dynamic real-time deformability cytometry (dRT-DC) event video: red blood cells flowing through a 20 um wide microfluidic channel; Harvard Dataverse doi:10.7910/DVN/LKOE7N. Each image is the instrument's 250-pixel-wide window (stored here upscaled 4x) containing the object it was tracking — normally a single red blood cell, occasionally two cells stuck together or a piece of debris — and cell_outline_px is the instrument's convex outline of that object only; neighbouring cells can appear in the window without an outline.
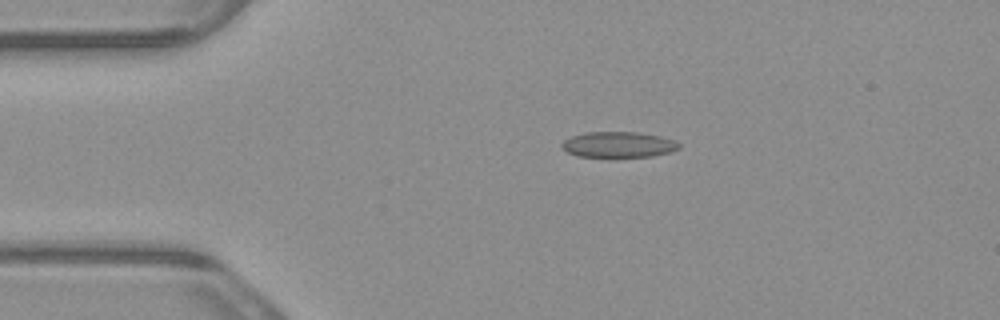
{"species": "common noctule bat (a hibernating species)", "species_latin": "Nyctalus noctula", "temperature_condition": "warm", "stored_images_in_passage": 2, "camera_frame_rate_fps": 3000, "um_per_image_px": 0.085, "animal": {"sex": "male", "body_mass_g": 23.1, "forearm_length_mm": 52.7}, "frame": {"image": 1, "passage_image": 1, "time_ms": 0.0, "image_size_px": [1000, 320], "cell_outline_px": [[680, 148], [672, 152], [652, 156], [576, 156], [568, 152], [560, 144], [564, 140], [572, 136], [584, 132], [640, 132], [660, 136], [672, 140], [680, 144]], "centroid_in_image_um": [52.58, 12.28], "position_along_channel_um": 32.4, "area_um2": 17.4}}